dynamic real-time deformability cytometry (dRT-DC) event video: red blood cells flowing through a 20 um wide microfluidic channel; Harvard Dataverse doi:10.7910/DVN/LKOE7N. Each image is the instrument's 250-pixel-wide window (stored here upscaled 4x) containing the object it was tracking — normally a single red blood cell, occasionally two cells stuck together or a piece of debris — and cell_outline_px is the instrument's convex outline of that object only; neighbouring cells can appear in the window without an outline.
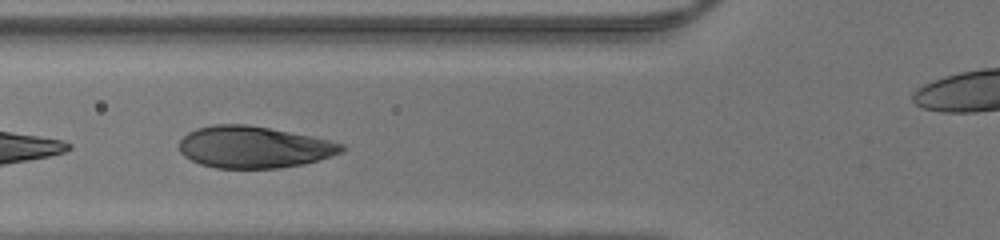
{"species": "human", "species_latin": "Homo sapiens", "temperature_condition": "warm", "stored_images_in_passage": 35, "camera_frame_rate_fps": 3000, "um_per_image_px": 0.085, "donor": {"sex": "male"}, "frame": {"image": 1, "passage_image": 14, "time_ms": 4.333, "image_size_px": [1000, 240], "cell_outline_px": [[348, 148], [344, 152], [332, 156], [304, 164], [280, 168], [216, 168], [200, 164], [184, 156], [180, 152], [180, 140], [188, 132], [196, 128], [212, 124], [248, 124], [312, 136], [332, 140], [344, 144]], "centroid_in_image_um": [21.62, 12.5], "position_along_channel_um": 104.2, "area_um2": 39.88}}
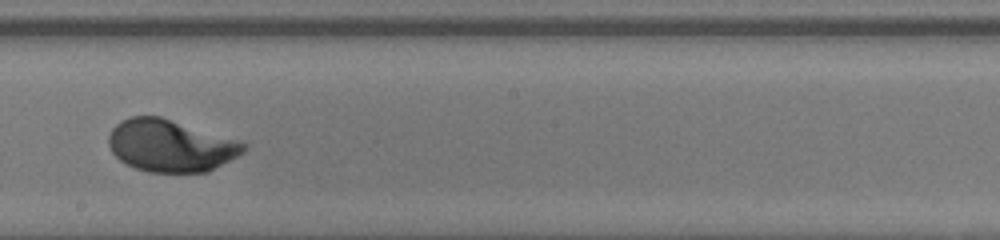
{"frame": {"image": 2, "passage_image": 23, "time_ms": 7.333, "image_size_px": [1000, 240], "cell_outline_px": [[248, 148], [244, 152], [208, 172], [148, 172], [136, 168], [120, 160], [112, 152], [108, 144], [108, 136], [112, 128], [120, 120], [132, 116], [160, 116], [240, 140], [248, 144]], "centroid_in_image_um": [14.51, 12.37], "position_along_channel_um": 233.7, "area_um2": 41.15}}
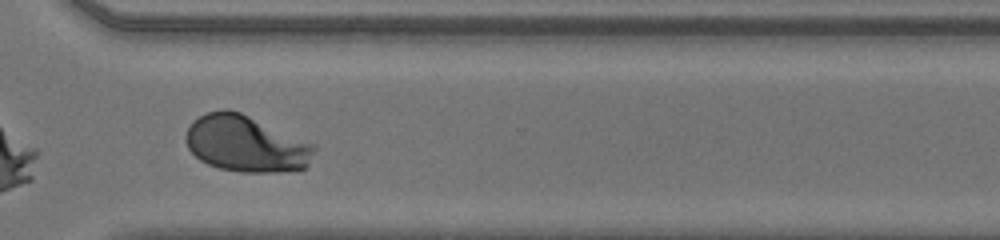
{"frame": {"image": 3, "passage_image": 31, "time_ms": 10.0, "image_size_px": [1000, 240], "cell_outline_px": [[316, 152], [308, 164], [304, 168], [276, 172], [240, 172], [220, 168], [208, 164], [200, 160], [188, 148], [184, 140], [184, 136], [192, 120], [208, 112], [220, 108], [228, 108], [240, 112], [316, 144]], "centroid_in_image_um": [20.9, 12.21], "position_along_channel_um": 349.7, "area_um2": 42.48}}